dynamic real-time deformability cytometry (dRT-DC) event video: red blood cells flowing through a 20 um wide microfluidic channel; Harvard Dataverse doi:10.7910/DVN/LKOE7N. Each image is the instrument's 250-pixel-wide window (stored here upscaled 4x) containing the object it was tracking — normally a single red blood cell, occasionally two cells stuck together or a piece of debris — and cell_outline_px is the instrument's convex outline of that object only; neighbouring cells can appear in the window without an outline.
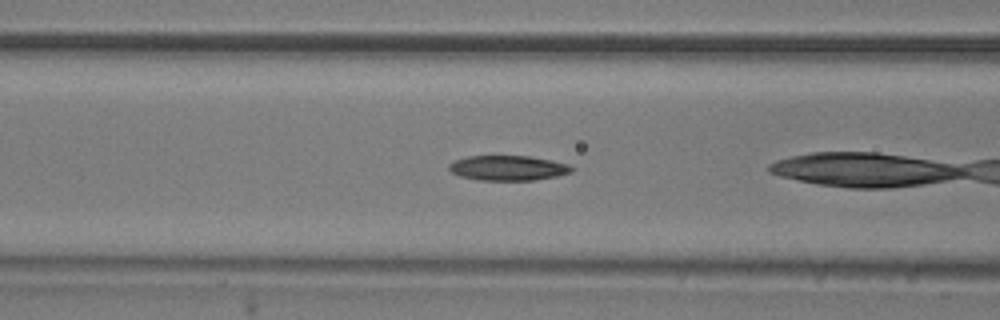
{"species": "common noctule bat (a hibernating species)", "species_latin": "Nyctalus noctula", "temperature_condition": "room temperature", "stored_images_in_passage": 6, "camera_frame_rate_fps": 3000, "um_per_image_px": 0.085, "animal": {"sex": "male", "body_mass_g": 20.5, "forearm_length_mm": 52.5}, "frame": {"image": 1, "passage_image": 5, "time_ms": 1.333, "image_size_px": [1000, 320], "cell_outline_px": [[576, 168], [572, 172], [556, 176], [532, 180], [480, 180], [460, 176], [452, 172], [448, 168], [448, 164], [456, 160], [468, 156], [528, 156], [552, 160], [568, 164]], "centroid_in_image_um": [43.2, 14.27], "position_along_channel_um": 123.4, "area_um2": 17.8}}